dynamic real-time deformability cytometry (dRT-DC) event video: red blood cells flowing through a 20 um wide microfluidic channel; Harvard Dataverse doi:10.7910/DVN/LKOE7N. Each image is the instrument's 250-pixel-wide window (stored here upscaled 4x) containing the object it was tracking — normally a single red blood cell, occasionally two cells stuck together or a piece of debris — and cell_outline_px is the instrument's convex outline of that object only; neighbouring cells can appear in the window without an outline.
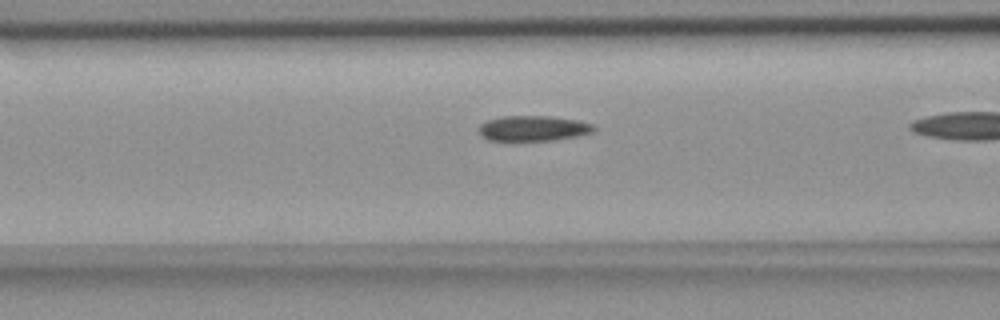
{"species": "common noctule bat (a hibernating species)", "species_latin": "Nyctalus noctula", "temperature_condition": "room temperature", "stored_images_in_passage": 30, "camera_frame_rate_fps": 3000, "um_per_image_px": 0.085, "animal": {"sex": "female", "body_mass_g": 18.4}, "frame": {"image": 1, "passage_image": 9, "time_ms": 2.667, "image_size_px": [1000, 320], "cell_outline_px": [[596, 128], [592, 132], [576, 136], [552, 140], [488, 140], [480, 136], [480, 124], [488, 120], [504, 116], [548, 116], [576, 120], [592, 124]], "centroid_in_image_um": [45.3, 10.91], "position_along_channel_um": 121.3, "area_um2": 16.7}}
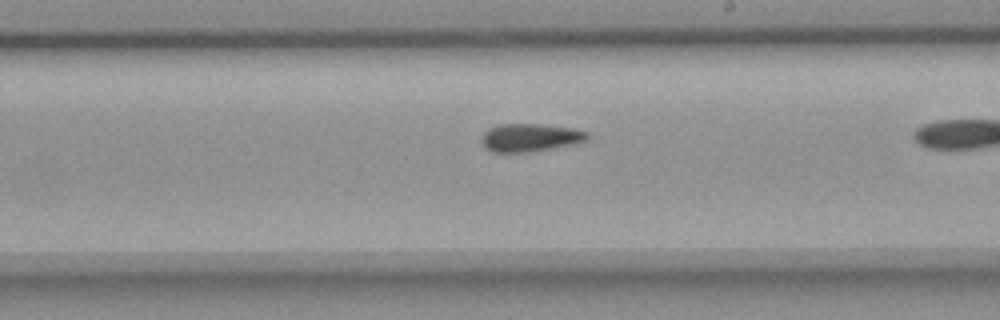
{"frame": {"image": 2, "passage_image": 19, "time_ms": 6.0, "image_size_px": [1000, 320], "cell_outline_px": [[588, 140], [576, 144], [528, 152], [492, 152], [484, 148], [480, 140], [484, 132], [488, 128], [500, 124], [540, 124], [572, 128], [588, 132]], "centroid_in_image_um": [45.04, 11.7], "position_along_channel_um": 244.0, "area_um2": 17.4}}
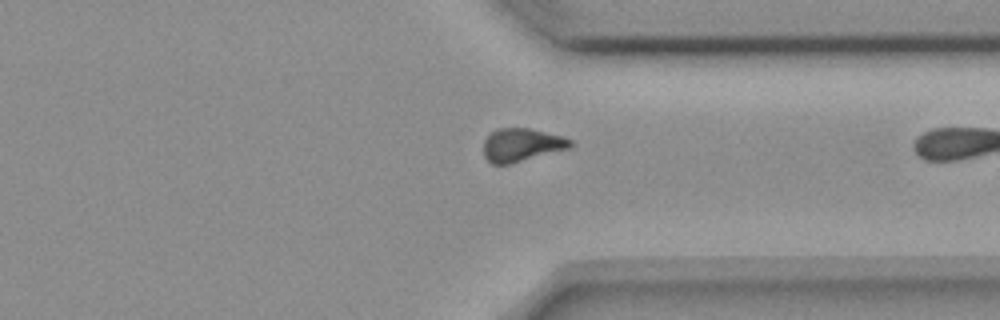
{"frame": {"image": 3, "passage_image": 29, "time_ms": 9.333, "image_size_px": [1000, 320], "cell_outline_px": [[576, 144], [572, 148], [508, 164], [492, 164], [484, 156], [484, 140], [496, 128], [528, 128], [564, 136], [572, 140]], "centroid_in_image_um": [44.4, 12.31], "position_along_channel_um": 367.0, "area_um2": 16.94}}